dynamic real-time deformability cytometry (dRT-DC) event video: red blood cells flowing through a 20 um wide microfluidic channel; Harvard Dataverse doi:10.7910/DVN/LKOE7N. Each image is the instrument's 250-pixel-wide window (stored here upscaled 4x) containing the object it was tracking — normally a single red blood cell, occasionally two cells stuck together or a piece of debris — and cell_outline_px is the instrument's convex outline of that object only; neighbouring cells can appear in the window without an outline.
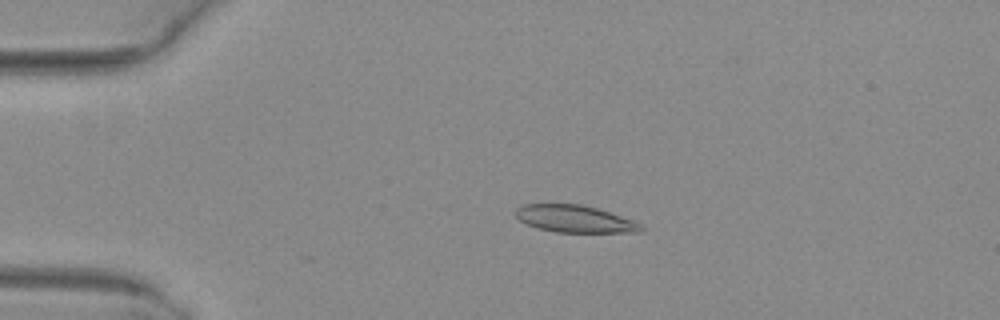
{"species": "common noctule bat (a hibernating species)", "species_latin": "Nyctalus noctula", "temperature_condition": "warm", "stored_images_in_passage": 52, "camera_frame_rate_fps": 3000, "um_per_image_px": 0.085, "animal": {"sex": "female", "body_mass_g": 29.2, "forearm_length_mm": 56.3}, "frame": {"image": 1, "passage_image": 12, "time_ms": 3.667, "image_size_px": [1000, 320], "cell_outline_px": [[644, 228], [640, 232], [556, 232], [536, 228], [520, 220], [516, 216], [516, 208], [520, 204], [580, 204], [596, 208], [632, 220], [640, 224]], "centroid_in_image_um": [48.81, 18.6], "position_along_channel_um": 36.2, "area_um2": 19.65}}
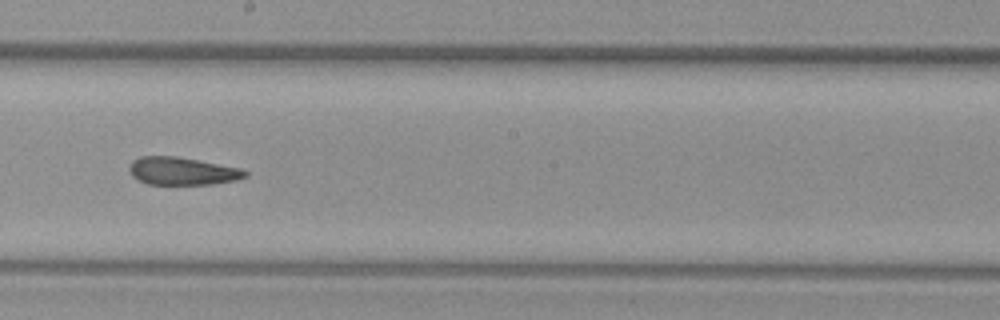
{"frame": {"image": 2, "passage_image": 30, "time_ms": 9.667, "image_size_px": [1000, 320], "cell_outline_px": [[248, 176], [236, 180], [212, 184], [148, 184], [136, 180], [128, 172], [128, 168], [132, 160], [140, 156], [176, 156], [240, 168], [248, 172]], "centroid_in_image_um": [15.44, 14.54], "position_along_channel_um": 232.8, "area_um2": 18.84}}
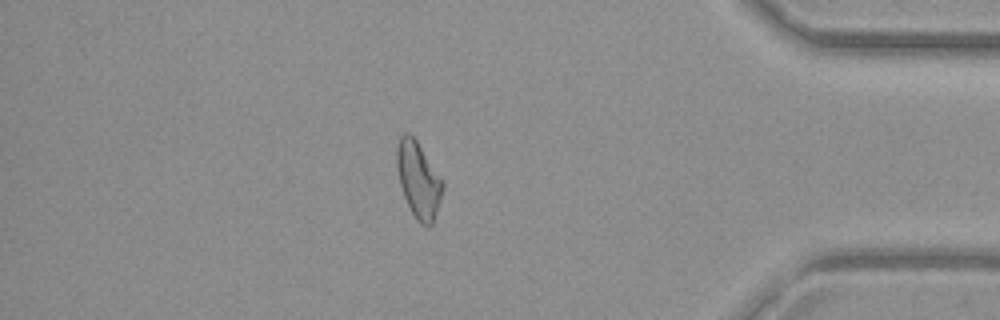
{"frame": {"image": 3, "passage_image": 45, "time_ms": 14.667, "image_size_px": [1000, 320], "cell_outline_px": [[444, 188], [432, 224], [420, 224], [416, 220], [404, 196], [400, 184], [396, 168], [396, 148], [400, 136], [404, 132], [408, 132], [416, 140], [444, 180]], "centroid_in_image_um": [35.56, 15.24], "position_along_channel_um": 399.6, "area_um2": 20.29}, "authors_computed_cell_mechanics": {"area_um2": 20.0855, "velocity_mm_per_s": 4.0343, "shape_relaxation_time_tau1_ms": null, "shape_relaxation_time_tau2_ms": 2.3805, "deformation_change_tau1": null, "deformation_change_tau2": 0.1058}}